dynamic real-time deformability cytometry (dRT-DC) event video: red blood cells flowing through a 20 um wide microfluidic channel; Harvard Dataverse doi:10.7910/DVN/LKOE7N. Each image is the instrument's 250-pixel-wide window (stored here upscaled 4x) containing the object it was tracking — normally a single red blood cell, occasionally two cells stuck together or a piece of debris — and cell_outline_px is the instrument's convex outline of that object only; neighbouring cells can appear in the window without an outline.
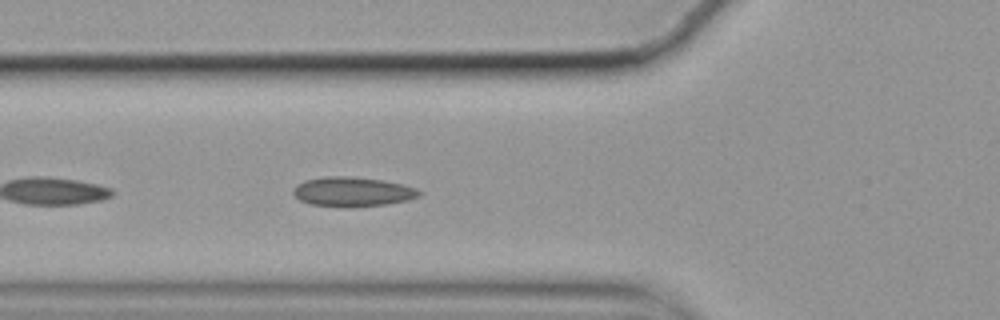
{"species": "common noctule bat (a hibernating species)", "species_latin": "Nyctalus noctula", "temperature_condition": "cold", "stored_images_in_passage": 16, "camera_frame_rate_fps": 3000, "um_per_image_px": 0.085, "animal": {"sex": "female", "body_mass_g": 19.9}, "frame": {"image": 1, "passage_image": 5, "time_ms": 1.333, "image_size_px": [1000, 320], "cell_outline_px": [[420, 196], [408, 200], [384, 204], [348, 208], [308, 204], [300, 200], [292, 192], [296, 184], [304, 180], [328, 176], [340, 176], [380, 180], [400, 184], [416, 188], [420, 192]], "centroid_in_image_um": [29.91, 16.31], "position_along_channel_um": 95.9, "area_um2": 21.5}}